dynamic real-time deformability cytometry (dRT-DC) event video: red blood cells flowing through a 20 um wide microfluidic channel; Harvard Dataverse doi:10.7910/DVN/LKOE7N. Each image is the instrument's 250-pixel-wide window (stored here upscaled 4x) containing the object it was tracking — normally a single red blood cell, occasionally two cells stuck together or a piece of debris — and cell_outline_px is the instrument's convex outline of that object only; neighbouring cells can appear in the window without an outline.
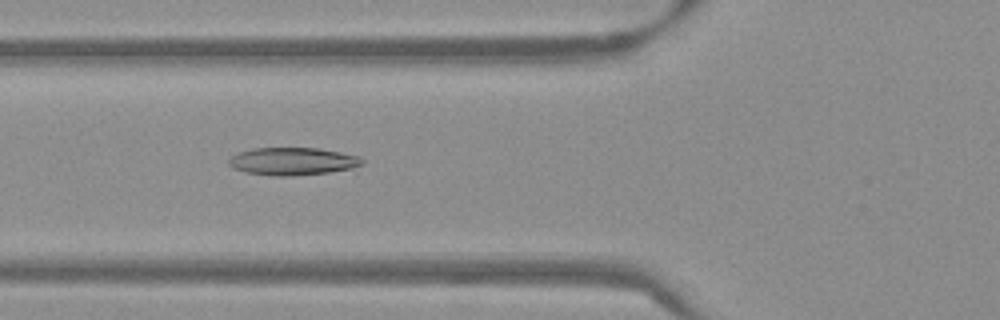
{"species": "Egyptian fruit bat (a non-hibernating species)", "species_latin": "Rousettus aegyptiacus", "temperature_condition": "warm", "stored_images_in_passage": 52, "camera_frame_rate_fps": 3000, "um_per_image_px": 0.085, "frame": {"image": 1, "passage_image": 19, "time_ms": 6.0, "image_size_px": [1000, 320], "cell_outline_px": [[364, 164], [356, 172], [292, 176], [272, 176], [244, 172], [232, 168], [228, 164], [228, 156], [236, 152], [252, 148], [320, 148], [360, 156], [364, 160]], "centroid_in_image_um": [25.01, 13.74], "position_along_channel_um": 100.8, "area_um2": 22.89}}
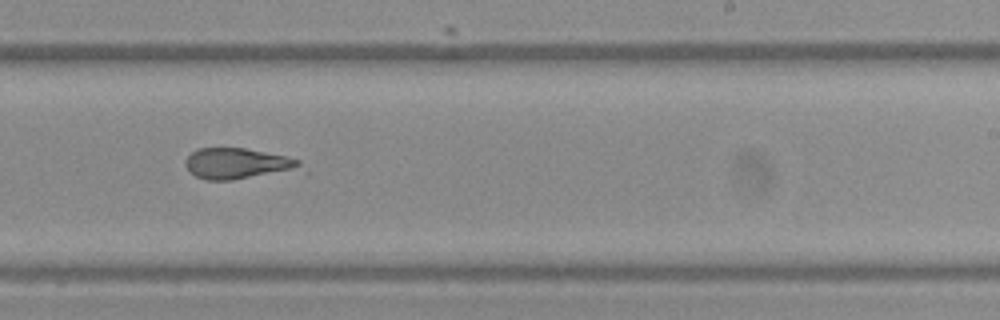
{"frame": {"image": 2, "passage_image": 32, "time_ms": 10.333, "image_size_px": [1000, 320], "cell_outline_px": [[300, 168], [232, 180], [204, 180], [196, 176], [184, 164], [184, 160], [196, 148], [244, 148], [284, 156], [300, 160]], "centroid_in_image_um": [20.08, 13.89], "position_along_channel_um": 268.9, "area_um2": 20.06}}
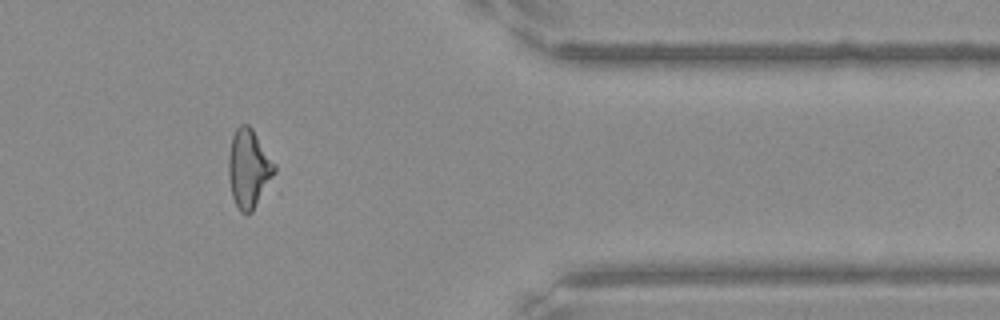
{"frame": {"image": 3, "passage_image": 43, "time_ms": 14.0, "image_size_px": [1000, 320], "cell_outline_px": [[276, 172], [252, 212], [240, 212], [232, 196], [228, 176], [228, 156], [232, 136], [236, 128], [240, 124], [248, 124], [252, 128], [276, 164]], "centroid_in_image_um": [21.14, 14.3], "position_along_channel_um": 390.3, "area_um2": 21.04}}